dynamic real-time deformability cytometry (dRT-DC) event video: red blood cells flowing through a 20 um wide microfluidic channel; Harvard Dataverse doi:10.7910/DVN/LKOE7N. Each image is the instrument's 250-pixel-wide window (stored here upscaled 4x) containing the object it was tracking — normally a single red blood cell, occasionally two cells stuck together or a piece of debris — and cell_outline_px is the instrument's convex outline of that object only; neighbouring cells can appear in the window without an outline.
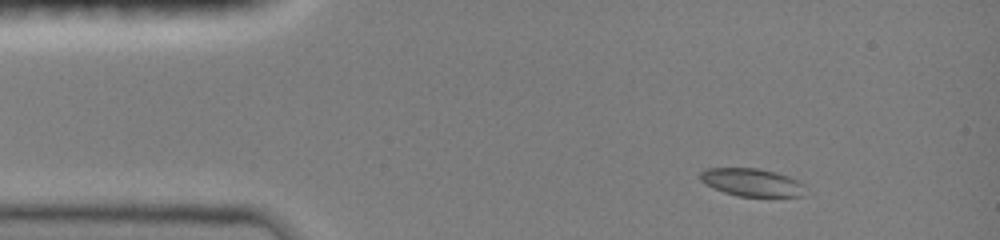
{"species": "common noctule bat (a hibernating species)", "species_latin": "Nyctalus noctula", "temperature_condition": "room temperature", "stored_images_in_passage": 4, "camera_frame_rate_fps": 3000, "um_per_image_px": 0.085, "animal": {"sex": "female", "body_mass_g": 19.0, "forearm_length_mm": 51.5}, "frame": {"image": 1, "passage_image": 2, "time_ms": 1.0, "image_size_px": [1000, 240], "cell_outline_px": [[804, 196], [736, 196], [724, 192], [700, 180], [700, 172], [704, 168], [760, 168], [776, 172], [788, 176], [804, 184]], "centroid_in_image_um": [63.91, 15.49], "position_along_channel_um": 21.1, "area_um2": 16.94}}